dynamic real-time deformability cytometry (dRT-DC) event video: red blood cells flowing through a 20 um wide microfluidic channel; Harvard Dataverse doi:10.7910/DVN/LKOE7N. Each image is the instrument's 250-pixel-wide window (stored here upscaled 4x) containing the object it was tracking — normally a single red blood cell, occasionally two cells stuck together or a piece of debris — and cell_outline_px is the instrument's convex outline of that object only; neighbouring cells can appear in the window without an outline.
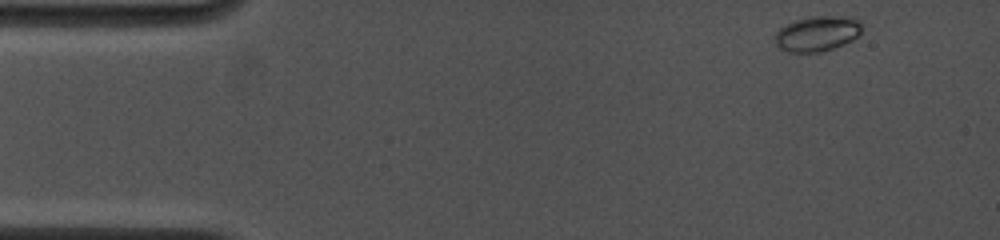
{"species": "common noctule bat (a hibernating species)", "species_latin": "Nyctalus noctula", "temperature_condition": "cold", "stored_images_in_passage": 18, "camera_frame_rate_fps": 4500, "um_per_image_px": 0.085, "animal": {"sex": "female", "body_mass_g": 19.0, "forearm_length_mm": 53.3}, "frame": {"image": 1, "passage_image": 1, "time_ms": 0.0, "image_size_px": [1000, 240], "cell_outline_px": [[860, 32], [852, 40], [832, 48], [820, 52], [788, 52], [780, 48], [776, 44], [776, 32], [780, 28], [796, 20], [812, 16], [832, 16], [856, 20], [860, 24]], "centroid_in_image_um": [69.41, 2.88], "position_along_channel_um": 15.6, "area_um2": 17.22}}
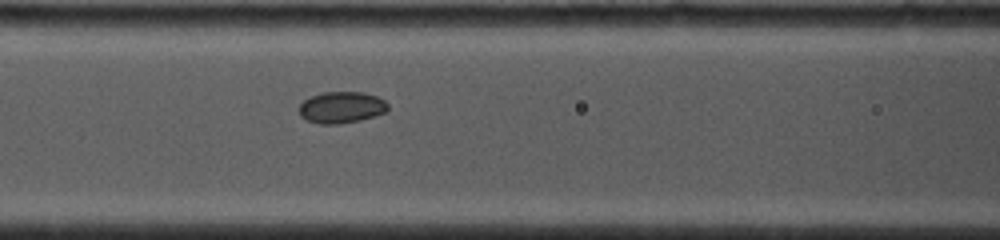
{"frame": {"image": 2, "passage_image": 11, "time_ms": 5.556, "image_size_px": [1000, 240], "cell_outline_px": [[388, 108], [384, 112], [360, 120], [340, 124], [320, 124], [308, 120], [300, 116], [300, 104], [304, 100], [312, 96], [324, 92], [360, 92], [376, 96], [384, 100], [388, 104]], "centroid_in_image_um": [29.01, 9.13], "position_along_channel_um": 137.6, "area_um2": 16.07}}
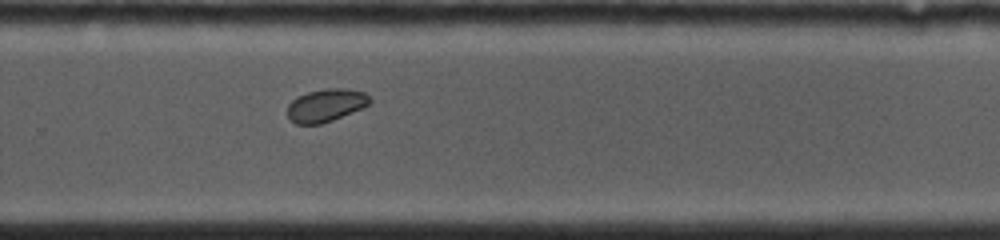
{"frame": {"image": 3, "passage_image": 18, "time_ms": 9.778, "image_size_px": [1000, 240], "cell_outline_px": [[372, 100], [368, 104], [360, 108], [332, 120], [320, 124], [296, 124], [288, 116], [288, 104], [292, 100], [308, 92], [328, 88], [344, 88], [364, 92]], "centroid_in_image_um": [27.69, 8.94], "position_along_channel_um": 302.1, "area_um2": 15.37}}